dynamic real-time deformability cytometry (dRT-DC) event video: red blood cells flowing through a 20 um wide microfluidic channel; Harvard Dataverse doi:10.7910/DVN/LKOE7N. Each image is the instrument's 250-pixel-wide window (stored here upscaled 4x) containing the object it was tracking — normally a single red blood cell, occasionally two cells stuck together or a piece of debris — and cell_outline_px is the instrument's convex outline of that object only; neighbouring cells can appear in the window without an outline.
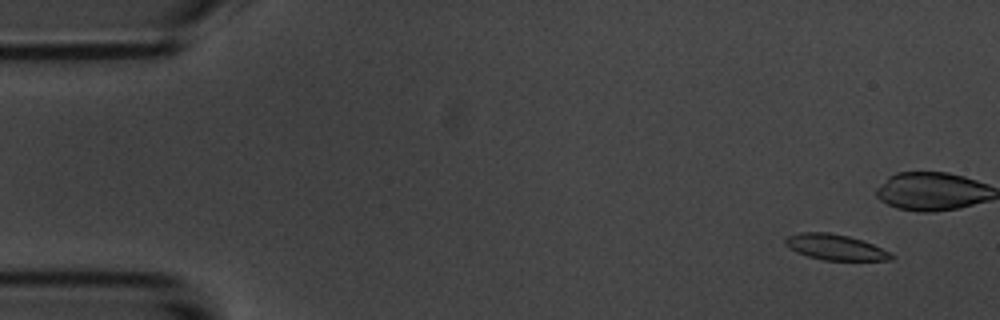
{"species": "common noctule bat (a hibernating species)", "species_latin": "Nyctalus noctula", "temperature_condition": "room temperature", "stored_images_in_passage": 15, "camera_frame_rate_fps": 3000, "um_per_image_px": 0.085, "animal": {"sex": "male", "body_mass_g": 20.1, "forearm_length_mm": 53.5}, "frame": {"image": 1, "passage_image": 1, "time_ms": 0.0, "image_size_px": [1000, 320], "cell_outline_px": [[892, 260], [824, 260], [808, 256], [796, 252], [784, 244], [784, 240], [788, 236], [800, 232], [828, 232], [848, 236], [872, 244], [888, 252], [892, 256]], "centroid_in_image_um": [70.94, 21.0], "position_along_channel_um": 14.1, "area_um2": 15.55}}
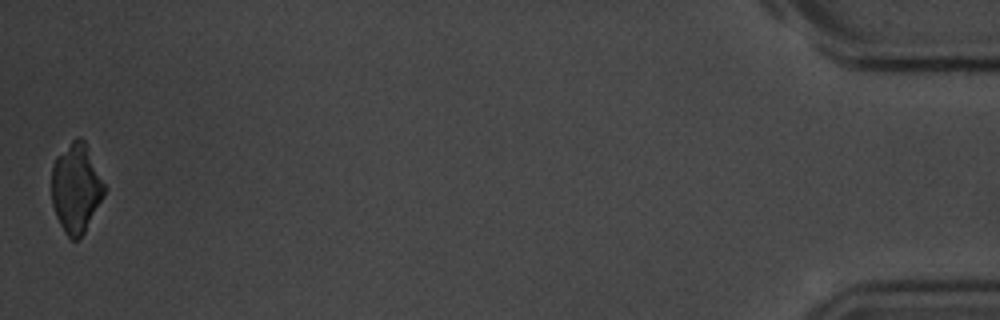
{"frame": {"image": 2, "passage_image": 15, "time_ms": 18.0, "image_size_px": [1000, 320], "cell_outline_px": [[108, 188], [104, 196], [84, 232], [76, 240], [72, 240], [64, 232], [56, 216], [52, 204], [52, 164], [56, 156], [76, 136], [80, 136], [84, 140]], "centroid_in_image_um": [6.48, 15.95], "position_along_channel_um": 428.7, "area_um2": 27.63}, "authors_computed_cell_mechanics": {"area_um2": 16.6464, "velocity_mm_per_s": 3.6504, "shape_relaxation_time_tau1_ms": 1.7905, "shape_relaxation_time_tau2_ms": 1.5175, "deformation_change_tau1": 0.0862, "deformation_change_tau2": 0.0517}}